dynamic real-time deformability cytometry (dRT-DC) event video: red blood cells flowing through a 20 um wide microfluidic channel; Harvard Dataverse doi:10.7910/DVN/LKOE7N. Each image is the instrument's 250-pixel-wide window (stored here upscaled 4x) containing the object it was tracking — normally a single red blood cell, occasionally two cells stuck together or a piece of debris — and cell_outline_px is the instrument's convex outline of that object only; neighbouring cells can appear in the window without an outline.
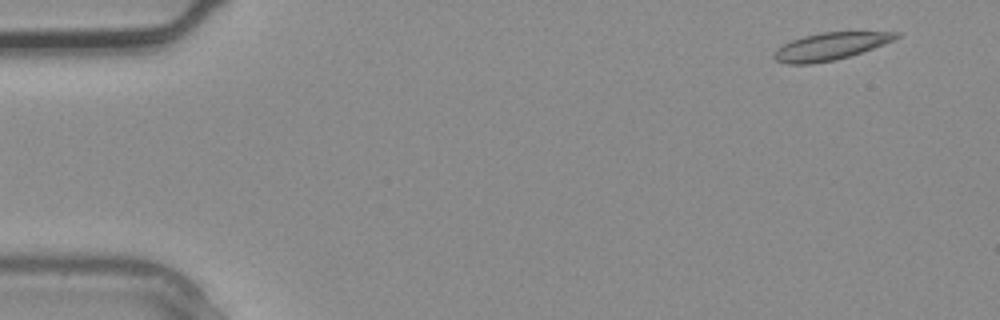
{"species": "common noctule bat (a hibernating species)", "species_latin": "Nyctalus noctula", "temperature_condition": "warm", "stored_images_in_passage": 3, "camera_frame_rate_fps": 3000, "um_per_image_px": 0.085, "animal": {"sex": "male", "body_mass_g": 20.4}, "frame": {"image": 1, "passage_image": 1, "time_ms": 0.0, "image_size_px": [1000, 320], "cell_outline_px": [[900, 36], [896, 40], [836, 60], [812, 64], [784, 64], [776, 60], [772, 56], [772, 52], [776, 48], [792, 40], [804, 36], [820, 32], [900, 32]], "centroid_in_image_um": [70.54, 3.94], "position_along_channel_um": 14.5, "area_um2": 19.48}}
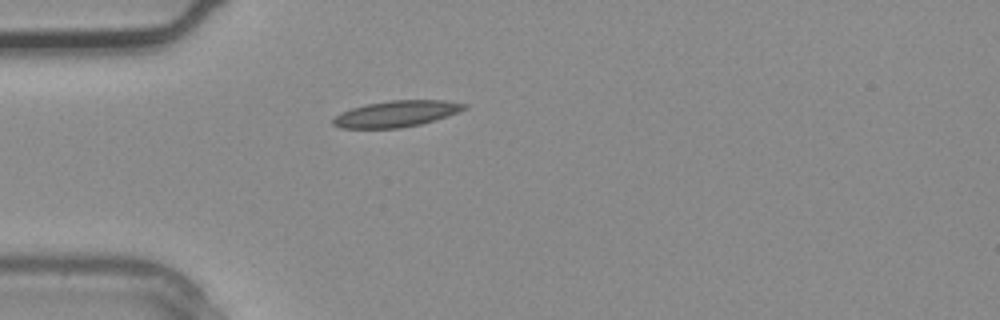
{"frame": {"image": 2, "passage_image": 3, "time_ms": 0.667, "image_size_px": [1000, 320], "cell_outline_px": [[468, 108], [448, 116], [420, 124], [400, 128], [340, 128], [332, 124], [332, 120], [340, 112], [364, 104], [392, 100], [444, 100], [468, 104]], "centroid_in_image_um": [33.69, 9.66], "position_along_channel_um": 51.3, "area_um2": 20.11}}